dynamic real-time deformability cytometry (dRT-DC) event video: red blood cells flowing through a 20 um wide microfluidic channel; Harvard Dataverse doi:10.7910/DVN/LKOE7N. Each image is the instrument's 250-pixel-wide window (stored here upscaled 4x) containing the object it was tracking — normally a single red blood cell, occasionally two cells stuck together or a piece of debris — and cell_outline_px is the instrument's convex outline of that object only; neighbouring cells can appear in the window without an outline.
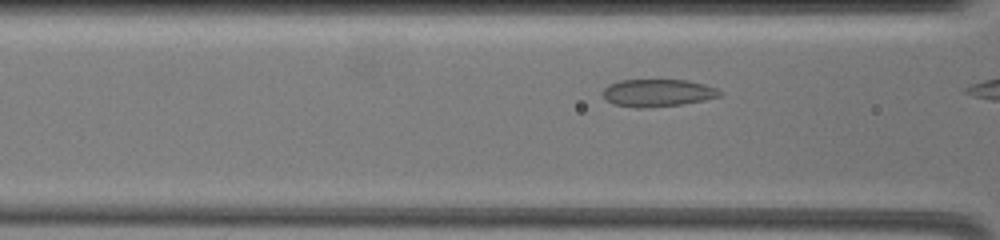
{"species": "common noctule bat (a hibernating species)", "species_latin": "Nyctalus noctula", "temperature_condition": "warm", "stored_images_in_passage": 6, "camera_frame_rate_fps": 3000, "um_per_image_px": 0.085, "animal": {"sex": "female", "body_mass_g": 19.5, "forearm_length_mm": 54.1}, "frame": {"image": 1, "passage_image": 4, "time_ms": 1.333, "image_size_px": [1000, 240], "cell_outline_px": [[724, 92], [720, 96], [704, 100], [684, 104], [644, 108], [636, 108], [612, 104], [604, 96], [604, 88], [608, 84], [620, 80], [688, 80], [704, 84], [716, 88]], "centroid_in_image_um": [55.92, 7.9], "position_along_channel_um": 110.7, "area_um2": 18.79}}